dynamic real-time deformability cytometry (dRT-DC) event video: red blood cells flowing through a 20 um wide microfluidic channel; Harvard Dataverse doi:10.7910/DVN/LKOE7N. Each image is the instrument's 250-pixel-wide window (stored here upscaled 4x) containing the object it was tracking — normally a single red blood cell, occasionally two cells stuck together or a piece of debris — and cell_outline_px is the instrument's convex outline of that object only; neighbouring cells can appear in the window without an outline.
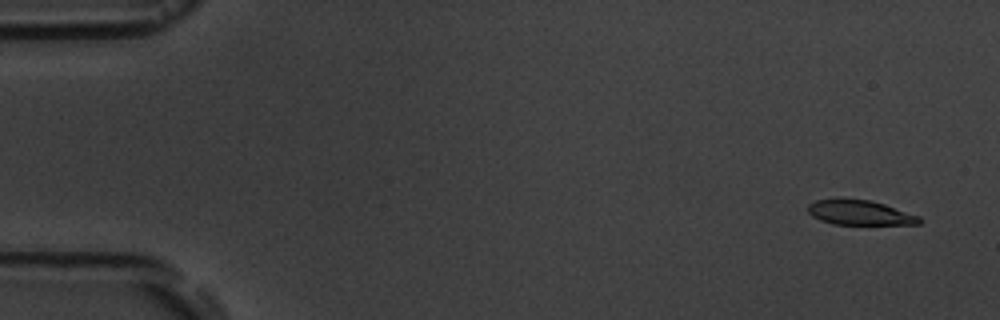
{"species": "common noctule bat (a hibernating species)", "species_latin": "Nyctalus noctula", "temperature_condition": "room temperature", "stored_images_in_passage": 4, "camera_frame_rate_fps": 3000, "um_per_image_px": 0.085, "animal": {"sex": "male", "body_mass_g": 19.5, "forearm_length_mm": 54.6}, "frame": {"image": 1, "passage_image": 1, "time_ms": 0.0, "image_size_px": [1000, 320], "cell_outline_px": [[924, 220], [920, 224], [832, 224], [820, 220], [812, 216], [808, 212], [808, 204], [816, 200], [872, 200], [920, 216]], "centroid_in_image_um": [73.12, 18.09], "position_along_channel_um": 11.9, "area_um2": 15.84}}